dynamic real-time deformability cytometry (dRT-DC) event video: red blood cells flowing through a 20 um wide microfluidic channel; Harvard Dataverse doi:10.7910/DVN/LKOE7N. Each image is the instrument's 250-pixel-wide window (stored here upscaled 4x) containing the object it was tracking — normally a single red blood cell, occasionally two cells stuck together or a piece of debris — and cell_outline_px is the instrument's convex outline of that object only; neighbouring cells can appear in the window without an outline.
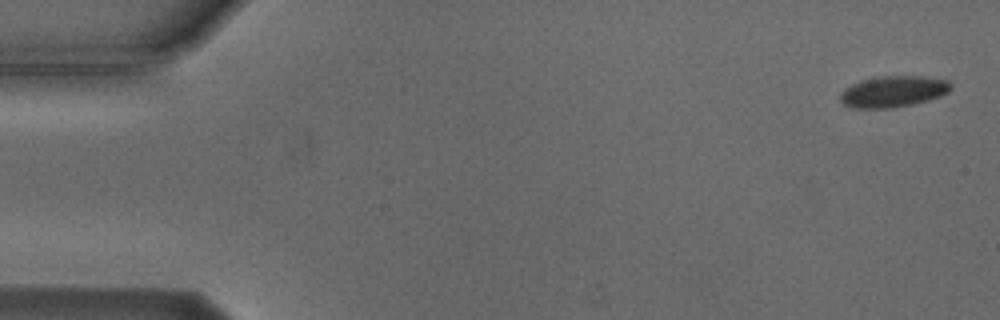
{"species": "Egyptian fruit bat (a non-hibernating species)", "species_latin": "Rousettus aegyptiacus", "temperature_condition": "cold", "stored_images_in_passage": 5, "camera_frame_rate_fps": 3000, "um_per_image_px": 0.085, "animal": {"sex": "male"}, "frame": {"image": 1, "passage_image": 1, "time_ms": 0.0, "image_size_px": [1000, 320], "cell_outline_px": [[952, 88], [948, 92], [940, 96], [928, 100], [912, 104], [892, 108], [856, 108], [844, 104], [840, 100], [840, 92], [844, 88], [860, 80], [872, 76], [920, 76], [948, 80], [952, 84]], "centroid_in_image_um": [75.91, 7.76], "position_along_channel_um": 9.1, "area_um2": 20.29}}
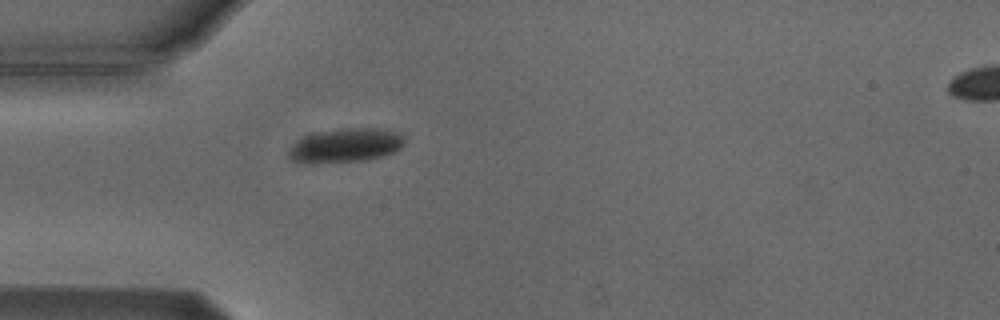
{"frame": {"image": 2, "passage_image": 5, "time_ms": 4.667, "image_size_px": [1000, 320], "cell_outline_px": [[404, 144], [396, 152], [384, 156], [364, 160], [312, 164], [292, 160], [288, 156], [288, 152], [292, 144], [296, 140], [312, 132], [340, 128], [384, 128], [400, 132], [404, 136]], "centroid_in_image_um": [29.38, 12.34], "position_along_channel_um": 55.6, "area_um2": 23.58}}